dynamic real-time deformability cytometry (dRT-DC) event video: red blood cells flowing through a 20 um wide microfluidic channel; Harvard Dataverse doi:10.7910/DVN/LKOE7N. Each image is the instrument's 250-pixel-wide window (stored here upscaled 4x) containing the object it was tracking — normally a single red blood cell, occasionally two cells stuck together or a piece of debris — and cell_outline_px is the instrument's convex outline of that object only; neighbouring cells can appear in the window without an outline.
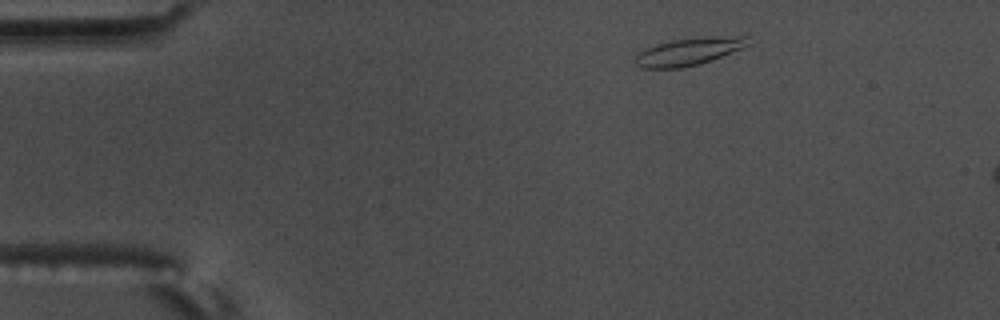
{"species": "common noctule bat (a hibernating species)", "species_latin": "Nyctalus noctula", "temperature_condition": "warm", "stored_images_in_passage": 8, "camera_frame_rate_fps": 3000, "um_per_image_px": 0.085, "animal": {"sex": "male", "body_mass_g": 17.5, "forearm_length_mm": 52.3}, "frame": {"image": 1, "passage_image": 1, "time_ms": 0.0, "image_size_px": [1000, 320], "cell_outline_px": [[752, 44], [744, 48], [712, 60], [700, 64], [680, 68], [640, 68], [636, 64], [636, 56], [640, 52], [656, 44], [672, 40], [704, 36], [748, 36]], "centroid_in_image_um": [58.64, 4.37], "position_along_channel_um": 26.4, "area_um2": 18.26}}